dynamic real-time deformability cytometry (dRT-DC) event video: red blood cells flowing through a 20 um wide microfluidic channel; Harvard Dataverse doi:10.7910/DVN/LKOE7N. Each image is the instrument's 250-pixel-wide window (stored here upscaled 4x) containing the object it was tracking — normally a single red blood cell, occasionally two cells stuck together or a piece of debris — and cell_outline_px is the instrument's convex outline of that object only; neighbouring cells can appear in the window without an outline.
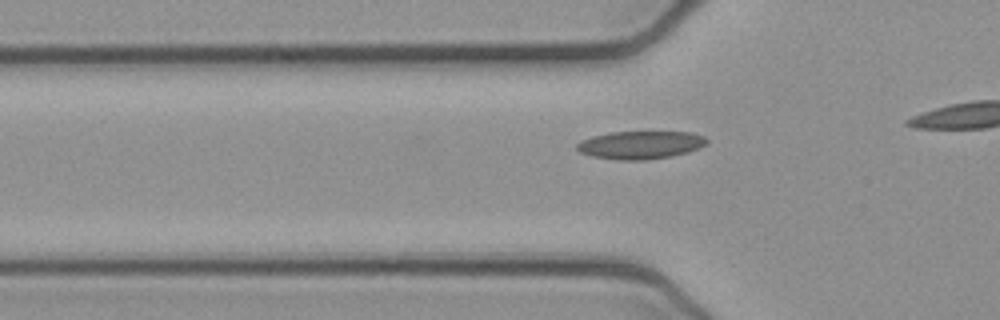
{"species": "common noctule bat (a hibernating species)", "species_latin": "Nyctalus noctula", "temperature_condition": "cold", "stored_images_in_passage": 12, "camera_frame_rate_fps": 3000, "um_per_image_px": 0.085, "animal": {"sex": "female", "body_mass_g": 21.9}, "frame": {"image": 1, "passage_image": 6, "time_ms": 1.667, "image_size_px": [1000, 320], "cell_outline_px": [[708, 144], [700, 148], [688, 152], [672, 156], [644, 160], [620, 160], [592, 156], [580, 152], [576, 148], [576, 144], [580, 140], [592, 136], [612, 132], [692, 132], [704, 136], [708, 140]], "centroid_in_image_um": [54.46, 12.32], "position_along_channel_um": 71.3, "area_um2": 21.27}}
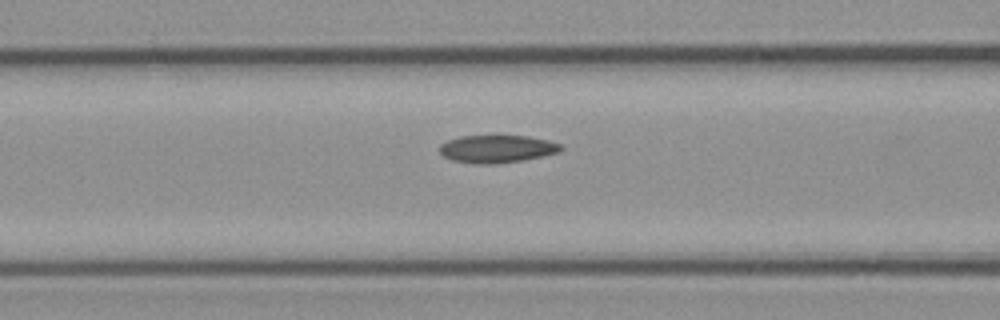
{"frame": {"image": 2, "passage_image": 10, "time_ms": 3.0, "image_size_px": [1000, 320], "cell_outline_px": [[564, 148], [560, 152], [544, 156], [524, 160], [496, 164], [476, 164], [452, 160], [444, 156], [440, 152], [440, 144], [448, 140], [460, 136], [528, 136], [548, 140], [560, 144]], "centroid_in_image_um": [42.27, 12.66], "position_along_channel_um": 124.3, "area_um2": 19.65}}